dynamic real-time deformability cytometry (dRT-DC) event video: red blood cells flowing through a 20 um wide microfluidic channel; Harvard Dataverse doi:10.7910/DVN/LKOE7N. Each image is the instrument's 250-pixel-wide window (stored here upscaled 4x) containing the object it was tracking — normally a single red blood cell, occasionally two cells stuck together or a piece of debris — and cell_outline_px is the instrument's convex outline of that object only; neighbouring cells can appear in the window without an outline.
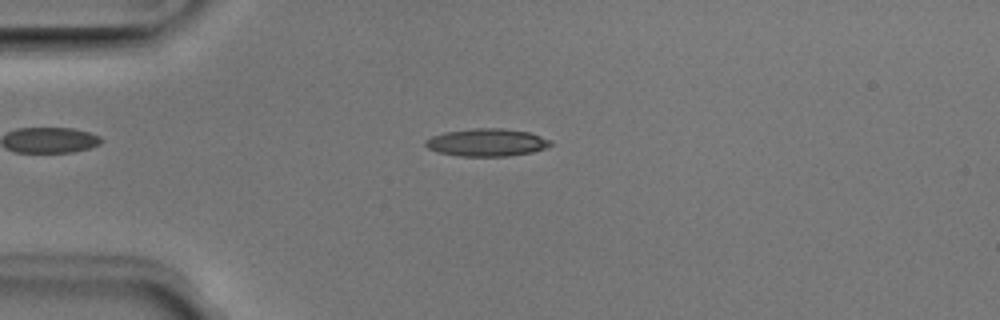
{"species": "Egyptian fruit bat (a non-hibernating species)", "species_latin": "Rousettus aegyptiacus", "temperature_condition": "room temperature", "stored_images_in_passage": 41, "camera_frame_rate_fps": 3000, "um_per_image_px": 0.085, "animal": {"sex": "male"}, "frame": {"image": 1, "passage_image": 3, "time_ms": 0.667, "image_size_px": [1000, 320], "cell_outline_px": [[552, 144], [544, 148], [532, 152], [508, 156], [460, 156], [436, 152], [428, 148], [424, 144], [424, 140], [432, 136], [444, 132], [476, 128], [504, 128], [528, 132], [552, 140]], "centroid_in_image_um": [41.35, 12.11], "position_along_channel_um": 43.6, "area_um2": 20.17}}
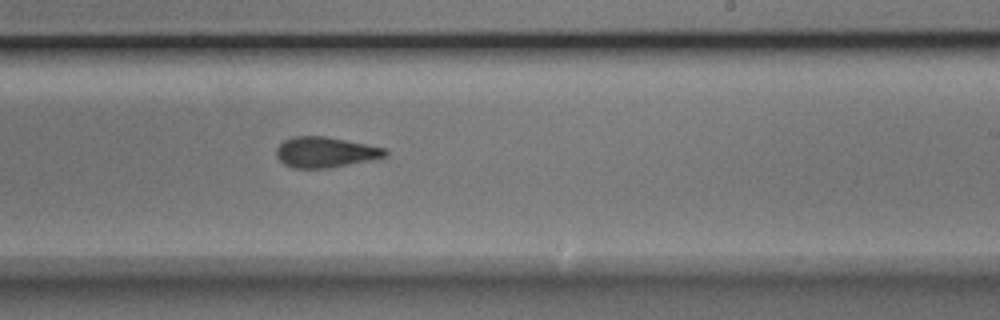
{"frame": {"image": 2, "passage_image": 21, "time_ms": 6.667, "image_size_px": [1000, 320], "cell_outline_px": [[388, 152], [384, 156], [376, 160], [324, 168], [292, 168], [284, 164], [276, 156], [276, 148], [284, 140], [292, 136], [324, 136], [388, 148]], "centroid_in_image_um": [27.67, 12.93], "position_along_channel_um": 261.3, "area_um2": 19.48}}
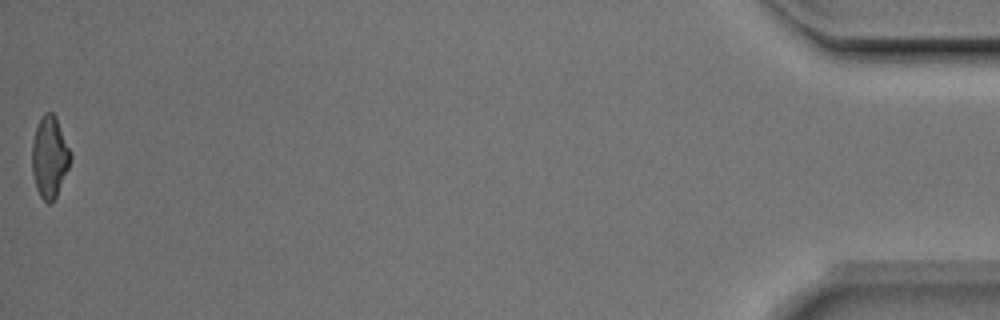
{"frame": {"image": 3, "passage_image": 41, "time_ms": 13.333, "image_size_px": [1000, 320], "cell_outline_px": [[72, 160], [56, 196], [48, 204], [40, 196], [36, 188], [32, 172], [32, 140], [40, 116], [44, 112], [52, 112], [56, 116], [72, 152]], "centroid_in_image_um": [4.23, 13.3], "position_along_channel_um": 431.0, "area_um2": 18.5}, "authors_computed_cell_mechanics": {"area_um2": 19.363, "velocity_mm_per_s": 3.997, "shape_relaxation_time_tau1_ms": 4.163, "shape_relaxation_time_tau2_ms": 2.1169, "deformation_change_tau1": 0.1721, "deformation_change_tau2": 0.1147}}